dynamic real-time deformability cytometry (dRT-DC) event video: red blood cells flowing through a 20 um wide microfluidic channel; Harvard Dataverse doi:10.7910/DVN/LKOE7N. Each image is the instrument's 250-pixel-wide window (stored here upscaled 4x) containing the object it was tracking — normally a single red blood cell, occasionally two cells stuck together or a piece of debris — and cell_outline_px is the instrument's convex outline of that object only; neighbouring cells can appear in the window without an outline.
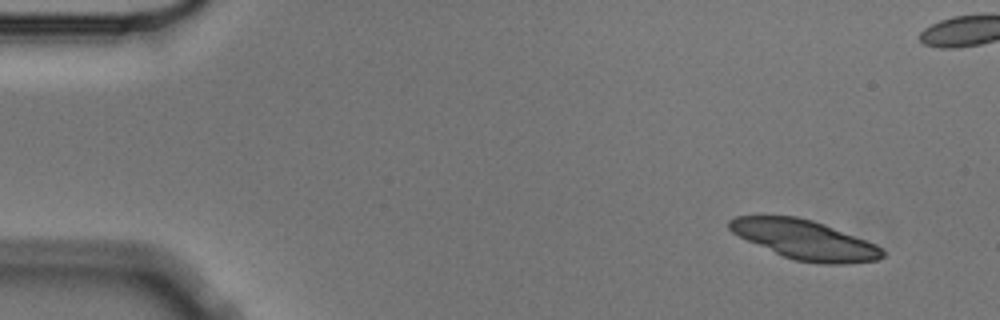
{"species": "Egyptian fruit bat (a non-hibernating species)", "species_latin": "Rousettus aegyptiacus", "temperature_condition": "cold", "stored_images_in_passage": 5, "camera_frame_rate_fps": 3000, "um_per_image_px": 0.085, "animal": {"sex": "male"}, "frame": {"image": 1, "passage_image": 1, "time_ms": 0.0, "image_size_px": [1000, 320], "cell_outline_px": [[884, 256], [876, 260], [848, 264], [824, 264], [796, 260], [784, 256], [748, 240], [732, 232], [728, 228], [728, 220], [736, 216], [796, 216], [812, 220], [824, 224], [876, 244], [884, 252]], "centroid_in_image_um": [68.42, 20.37], "position_along_channel_um": 16.6, "area_um2": 34.56}}